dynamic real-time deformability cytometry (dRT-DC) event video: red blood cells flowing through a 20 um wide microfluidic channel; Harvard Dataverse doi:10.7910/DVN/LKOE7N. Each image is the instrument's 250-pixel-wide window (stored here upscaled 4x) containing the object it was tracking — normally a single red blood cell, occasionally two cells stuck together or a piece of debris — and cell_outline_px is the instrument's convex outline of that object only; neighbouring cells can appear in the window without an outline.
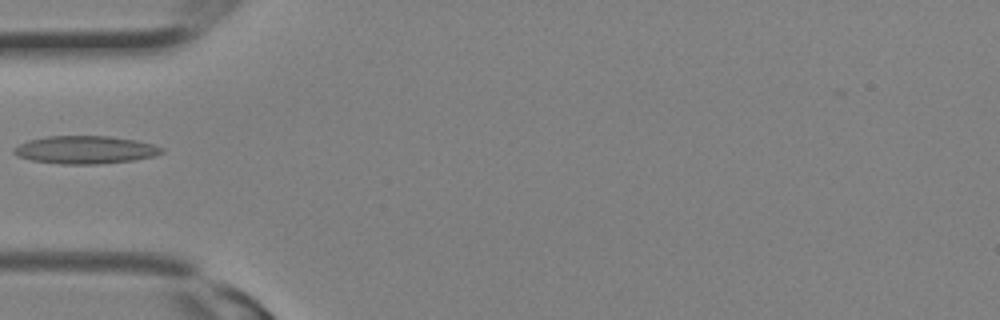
{"species": "Egyptian fruit bat (a non-hibernating species)", "species_latin": "Rousettus aegyptiacus", "temperature_condition": "room temperature", "stored_images_in_passage": 25, "camera_frame_rate_fps": 3000, "um_per_image_px": 0.085, "animal": {"sex": "female"}, "frame": {"image": 1, "passage_image": 6, "time_ms": 1.667, "image_size_px": [1000, 320], "cell_outline_px": [[164, 152], [152, 156], [132, 160], [96, 164], [60, 164], [32, 160], [16, 156], [12, 152], [12, 148], [28, 140], [48, 136], [108, 136], [136, 140], [152, 144], [164, 148]], "centroid_in_image_um": [7.21, 12.73], "position_along_channel_um": 77.8, "area_um2": 23.93}}
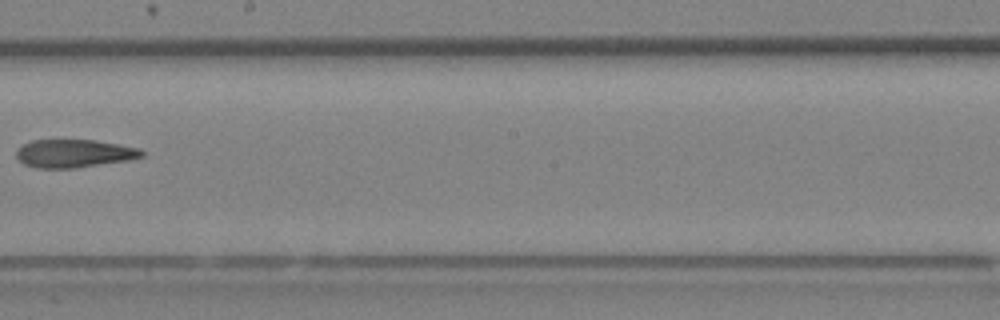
{"frame": {"image": 2, "passage_image": 13, "time_ms": 4.0, "image_size_px": [1000, 320], "cell_outline_px": [[144, 156], [128, 160], [76, 168], [36, 168], [24, 164], [16, 156], [16, 152], [24, 144], [32, 140], [92, 140], [140, 148], [144, 152]], "centroid_in_image_um": [6.3, 13.05], "position_along_channel_um": 241.9, "area_um2": 20.35}}
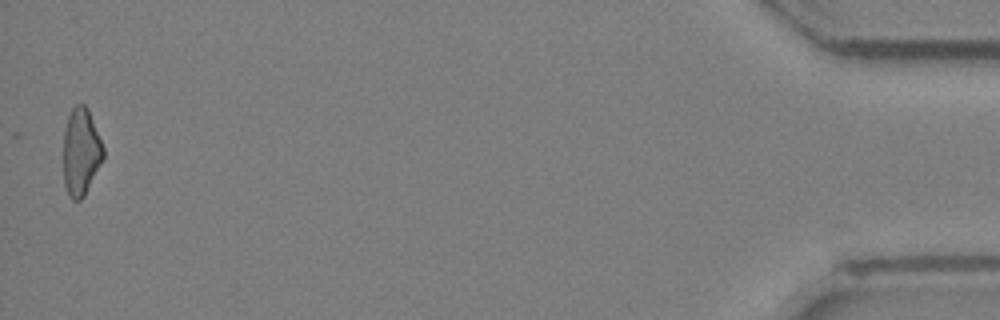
{"frame": {"image": 3, "passage_image": 25, "time_ms": 8.0, "image_size_px": [1000, 320], "cell_outline_px": [[104, 156], [84, 196], [80, 200], [72, 200], [68, 196], [64, 184], [64, 132], [68, 116], [72, 108], [76, 104], [84, 104], [88, 108], [104, 148]], "centroid_in_image_um": [6.87, 12.91], "position_along_channel_um": 428.3, "area_um2": 20.17}}